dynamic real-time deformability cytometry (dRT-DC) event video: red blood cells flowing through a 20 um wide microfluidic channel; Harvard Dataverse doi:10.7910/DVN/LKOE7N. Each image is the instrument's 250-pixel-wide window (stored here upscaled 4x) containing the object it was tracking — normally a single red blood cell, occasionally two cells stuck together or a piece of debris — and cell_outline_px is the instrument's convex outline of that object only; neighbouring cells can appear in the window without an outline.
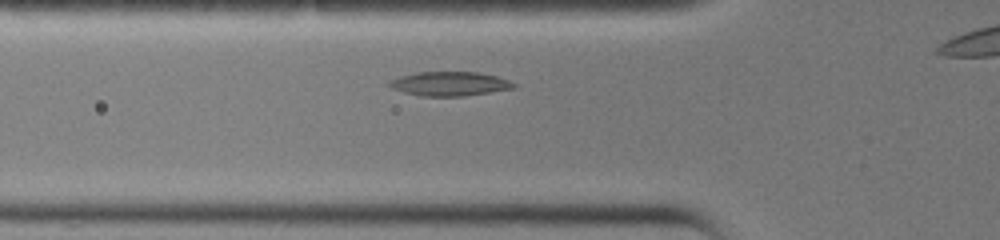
{"species": "common noctule bat (a hibernating species)", "species_latin": "Nyctalus noctula", "temperature_condition": "warm", "stored_images_in_passage": 26, "camera_frame_rate_fps": 3000, "um_per_image_px": 0.085, "animal": {"sex": "female", "body_mass_g": 19.0, "forearm_length_mm": 51.5}, "frame": {"image": 1, "passage_image": 5, "time_ms": 1.333, "image_size_px": [1000, 240], "cell_outline_px": [[516, 88], [464, 96], [420, 96], [404, 92], [392, 88], [388, 84], [392, 80], [400, 76], [416, 72], [476, 72], [496, 76], [508, 80], [516, 84]], "centroid_in_image_um": [38.24, 7.12], "position_along_channel_um": 87.6, "area_um2": 17.4}}
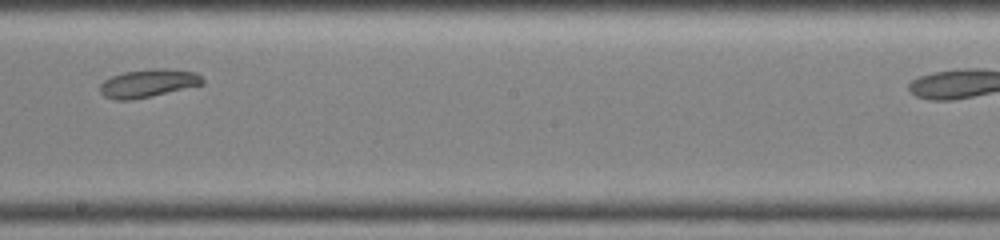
{"frame": {"image": 2, "passage_image": 14, "time_ms": 4.333, "image_size_px": [1000, 240], "cell_outline_px": [[204, 84], [152, 96], [132, 100], [116, 100], [104, 96], [100, 92], [100, 84], [104, 80], [112, 76], [124, 72], [152, 68], [172, 68], [196, 72], [204, 80]], "centroid_in_image_um": [12.61, 7.06], "position_along_channel_um": 235.6, "area_um2": 16.94}}
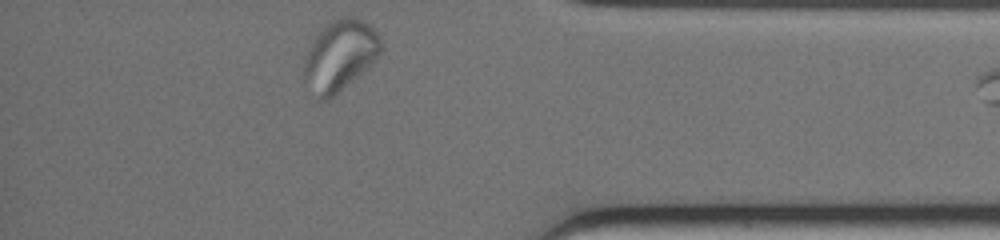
{"frame": {"image": 3, "passage_image": 25, "time_ms": 8.0, "image_size_px": [1000, 240], "cell_outline_px": [[380, 56], [368, 68], [328, 100], [320, 100], [304, 76], [304, 56], [312, 40], [332, 20], [344, 16], [356, 16], [368, 24], [380, 36]], "centroid_in_image_um": [28.91, 4.69], "position_along_channel_um": 406.3, "area_um2": 31.21}}